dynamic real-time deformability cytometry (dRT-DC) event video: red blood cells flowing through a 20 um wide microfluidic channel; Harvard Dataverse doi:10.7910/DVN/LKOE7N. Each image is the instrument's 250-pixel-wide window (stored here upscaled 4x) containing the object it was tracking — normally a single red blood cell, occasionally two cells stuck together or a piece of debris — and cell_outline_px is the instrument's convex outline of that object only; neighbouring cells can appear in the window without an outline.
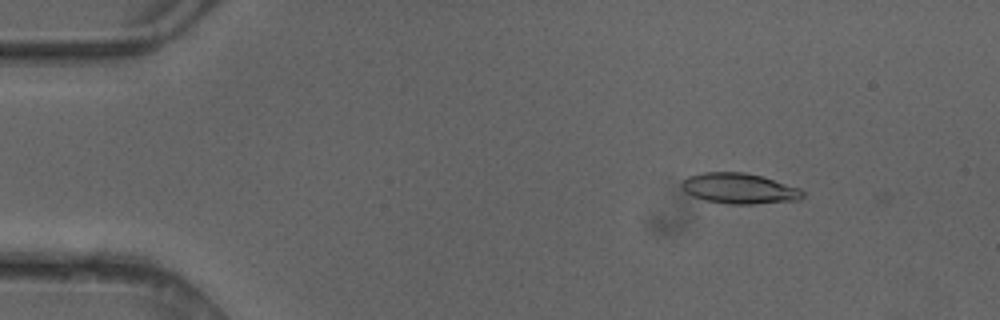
{"species": "common noctule bat (a hibernating species)", "species_latin": "Nyctalus noctula", "temperature_condition": "cold", "stored_images_in_passage": 4, "camera_frame_rate_fps": 3000, "um_per_image_px": 0.085, "animal": {"sex": "female"}, "frame": {"image": 1, "passage_image": 1, "time_ms": 0.0, "image_size_px": [1000, 320], "cell_outline_px": [[804, 196], [800, 200], [756, 204], [732, 204], [708, 200], [692, 196], [684, 192], [680, 184], [680, 180], [688, 176], [704, 172], [744, 172], [760, 176], [800, 188], [804, 192]], "centroid_in_image_um": [62.82, 16.02], "position_along_channel_um": 22.2, "area_um2": 21.56}}
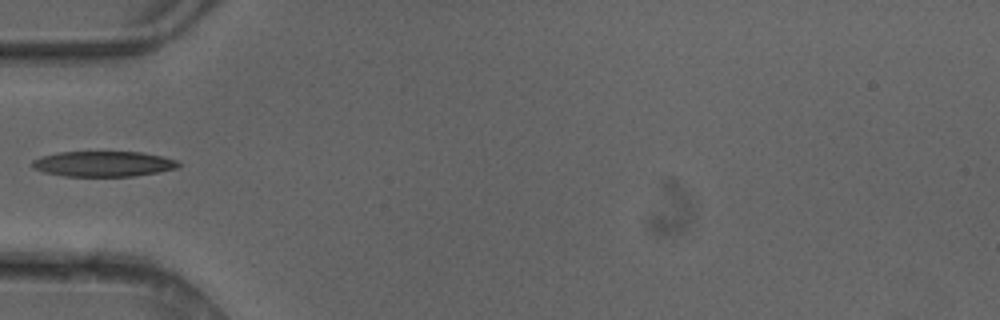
{"frame": {"image": 2, "passage_image": 3, "time_ms": 0.667, "image_size_px": [1000, 320], "cell_outline_px": [[180, 168], [132, 176], [64, 176], [44, 172], [32, 168], [32, 160], [40, 156], [56, 152], [144, 152], [176, 160], [180, 164]], "centroid_in_image_um": [8.75, 13.92], "position_along_channel_um": 76.2, "area_um2": 21.68}}
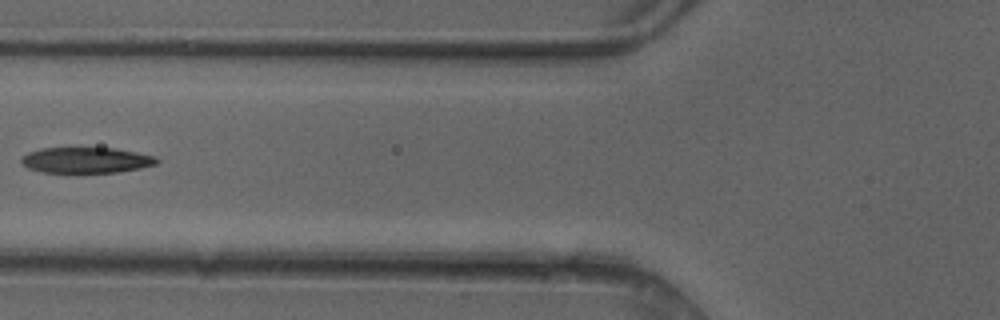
{"frame": {"image": 3, "passage_image": 4, "time_ms": 1.0, "image_size_px": [1000, 320], "cell_outline_px": [[160, 160], [156, 164], [140, 168], [116, 172], [40, 172], [28, 168], [20, 164], [20, 160], [28, 152], [40, 148], [116, 148], [156, 156]], "centroid_in_image_um": [7.31, 13.61], "position_along_channel_um": 118.5, "area_um2": 20.35}}